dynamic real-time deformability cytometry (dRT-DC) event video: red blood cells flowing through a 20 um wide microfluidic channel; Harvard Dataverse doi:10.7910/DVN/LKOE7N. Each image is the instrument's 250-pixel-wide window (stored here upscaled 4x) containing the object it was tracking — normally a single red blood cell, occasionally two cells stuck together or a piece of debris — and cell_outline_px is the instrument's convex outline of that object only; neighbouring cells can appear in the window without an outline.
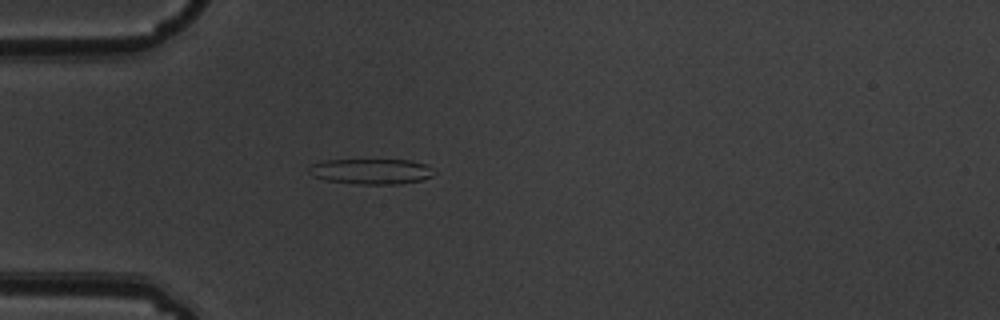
{"species": "common noctule bat (a hibernating species)", "species_latin": "Nyctalus noctula", "temperature_condition": "warm", "stored_images_in_passage": 3, "camera_frame_rate_fps": 3000, "um_per_image_px": 0.085, "animal": {"sex": "male", "body_mass_g": 19.5, "forearm_length_mm": 54.6}, "frame": {"image": 1, "passage_image": 3, "time_ms": 0.667, "image_size_px": [1000, 320], "cell_outline_px": [[436, 172], [432, 176], [420, 180], [400, 184], [360, 184], [324, 180], [312, 176], [308, 172], [308, 168], [312, 164], [324, 160], [412, 160], [428, 164]], "centroid_in_image_um": [31.56, 14.56], "position_along_channel_um": 53.4, "area_um2": 18.73}}